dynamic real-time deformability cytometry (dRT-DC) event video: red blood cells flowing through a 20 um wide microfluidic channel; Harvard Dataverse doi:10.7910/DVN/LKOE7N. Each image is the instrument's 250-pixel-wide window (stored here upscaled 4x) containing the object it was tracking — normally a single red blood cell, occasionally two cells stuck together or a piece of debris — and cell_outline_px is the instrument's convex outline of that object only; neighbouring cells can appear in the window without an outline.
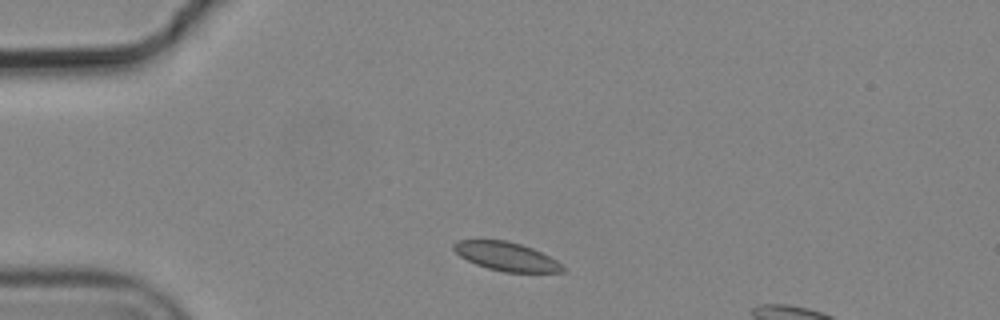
{"species": "common noctule bat (a hibernating species)", "species_latin": "Nyctalus noctula", "temperature_condition": "cold", "stored_images_in_passage": 2, "segment_of_instrument_passage": [1, 2], "camera_frame_rate_fps": 3000, "um_per_image_px": 0.085, "animal": {"sex": "male", "body_mass_g": 19.2, "forearm_length_mm": 51.8}, "frame": {"image": 1, "passage_image": 1, "time_ms": 0.0, "image_size_px": [1000, 320], "cell_outline_px": [[568, 268], [564, 272], [504, 272], [488, 268], [476, 264], [460, 256], [452, 248], [452, 244], [456, 240], [504, 240], [520, 244], [532, 248], [556, 260]], "centroid_in_image_um": [43.05, 21.8], "position_along_channel_um": 42.0, "area_um2": 18.15}}